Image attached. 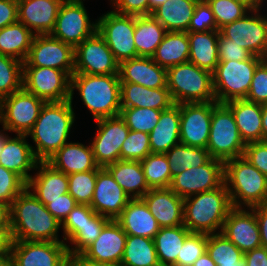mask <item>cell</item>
Instances as JSON below:
<instances>
[{
    "label": "cell",
    "mask_w": 267,
    "mask_h": 266,
    "mask_svg": "<svg viewBox=\"0 0 267 266\" xmlns=\"http://www.w3.org/2000/svg\"><path fill=\"white\" fill-rule=\"evenodd\" d=\"M10 224L14 241L64 242L58 238L61 222L27 187L10 206Z\"/></svg>",
    "instance_id": "1"
},
{
    "label": "cell",
    "mask_w": 267,
    "mask_h": 266,
    "mask_svg": "<svg viewBox=\"0 0 267 266\" xmlns=\"http://www.w3.org/2000/svg\"><path fill=\"white\" fill-rule=\"evenodd\" d=\"M75 120L72 101L45 102L38 119L27 136L35 143L33 153L39 162H46L64 144Z\"/></svg>",
    "instance_id": "2"
},
{
    "label": "cell",
    "mask_w": 267,
    "mask_h": 266,
    "mask_svg": "<svg viewBox=\"0 0 267 266\" xmlns=\"http://www.w3.org/2000/svg\"><path fill=\"white\" fill-rule=\"evenodd\" d=\"M232 208L228 189L223 183L213 190L184 198L183 224L191 233H220Z\"/></svg>",
    "instance_id": "3"
},
{
    "label": "cell",
    "mask_w": 267,
    "mask_h": 266,
    "mask_svg": "<svg viewBox=\"0 0 267 266\" xmlns=\"http://www.w3.org/2000/svg\"><path fill=\"white\" fill-rule=\"evenodd\" d=\"M70 89V100H73L74 90L77 89L83 103L91 111L95 120L120 115L121 82L119 74L73 73Z\"/></svg>",
    "instance_id": "4"
},
{
    "label": "cell",
    "mask_w": 267,
    "mask_h": 266,
    "mask_svg": "<svg viewBox=\"0 0 267 266\" xmlns=\"http://www.w3.org/2000/svg\"><path fill=\"white\" fill-rule=\"evenodd\" d=\"M224 184L233 207L249 209L267 203V177L243 156L224 162Z\"/></svg>",
    "instance_id": "5"
},
{
    "label": "cell",
    "mask_w": 267,
    "mask_h": 266,
    "mask_svg": "<svg viewBox=\"0 0 267 266\" xmlns=\"http://www.w3.org/2000/svg\"><path fill=\"white\" fill-rule=\"evenodd\" d=\"M167 88L174 104L216 101L212 73L190 62L167 69Z\"/></svg>",
    "instance_id": "6"
},
{
    "label": "cell",
    "mask_w": 267,
    "mask_h": 266,
    "mask_svg": "<svg viewBox=\"0 0 267 266\" xmlns=\"http://www.w3.org/2000/svg\"><path fill=\"white\" fill-rule=\"evenodd\" d=\"M262 60L263 58L252 55L244 61H219L212 73L216 101L226 103L235 99H245L254 71Z\"/></svg>",
    "instance_id": "7"
},
{
    "label": "cell",
    "mask_w": 267,
    "mask_h": 266,
    "mask_svg": "<svg viewBox=\"0 0 267 266\" xmlns=\"http://www.w3.org/2000/svg\"><path fill=\"white\" fill-rule=\"evenodd\" d=\"M246 144L242 140L231 109L217 103L212 110L207 151L214 159L226 162L243 156Z\"/></svg>",
    "instance_id": "8"
},
{
    "label": "cell",
    "mask_w": 267,
    "mask_h": 266,
    "mask_svg": "<svg viewBox=\"0 0 267 266\" xmlns=\"http://www.w3.org/2000/svg\"><path fill=\"white\" fill-rule=\"evenodd\" d=\"M97 22V32L106 41L115 60L137 58L134 43L135 15L120 14L112 10L103 14Z\"/></svg>",
    "instance_id": "9"
},
{
    "label": "cell",
    "mask_w": 267,
    "mask_h": 266,
    "mask_svg": "<svg viewBox=\"0 0 267 266\" xmlns=\"http://www.w3.org/2000/svg\"><path fill=\"white\" fill-rule=\"evenodd\" d=\"M45 101L27 92L24 88L1 99L3 129L16 134H25L32 129Z\"/></svg>",
    "instance_id": "10"
},
{
    "label": "cell",
    "mask_w": 267,
    "mask_h": 266,
    "mask_svg": "<svg viewBox=\"0 0 267 266\" xmlns=\"http://www.w3.org/2000/svg\"><path fill=\"white\" fill-rule=\"evenodd\" d=\"M97 32V22L89 20L82 0H64L58 10L51 36L74 48Z\"/></svg>",
    "instance_id": "11"
},
{
    "label": "cell",
    "mask_w": 267,
    "mask_h": 266,
    "mask_svg": "<svg viewBox=\"0 0 267 266\" xmlns=\"http://www.w3.org/2000/svg\"><path fill=\"white\" fill-rule=\"evenodd\" d=\"M71 77L50 67H23V88L45 102L69 100Z\"/></svg>",
    "instance_id": "12"
},
{
    "label": "cell",
    "mask_w": 267,
    "mask_h": 266,
    "mask_svg": "<svg viewBox=\"0 0 267 266\" xmlns=\"http://www.w3.org/2000/svg\"><path fill=\"white\" fill-rule=\"evenodd\" d=\"M259 11L251 10V16L246 14L243 18L221 27L219 33L241 45L253 56L267 59V18L260 15Z\"/></svg>",
    "instance_id": "13"
},
{
    "label": "cell",
    "mask_w": 267,
    "mask_h": 266,
    "mask_svg": "<svg viewBox=\"0 0 267 266\" xmlns=\"http://www.w3.org/2000/svg\"><path fill=\"white\" fill-rule=\"evenodd\" d=\"M23 67H50L74 73V47L50 34L35 35Z\"/></svg>",
    "instance_id": "14"
},
{
    "label": "cell",
    "mask_w": 267,
    "mask_h": 266,
    "mask_svg": "<svg viewBox=\"0 0 267 266\" xmlns=\"http://www.w3.org/2000/svg\"><path fill=\"white\" fill-rule=\"evenodd\" d=\"M74 73L119 74V63L98 32L74 48Z\"/></svg>",
    "instance_id": "15"
},
{
    "label": "cell",
    "mask_w": 267,
    "mask_h": 266,
    "mask_svg": "<svg viewBox=\"0 0 267 266\" xmlns=\"http://www.w3.org/2000/svg\"><path fill=\"white\" fill-rule=\"evenodd\" d=\"M67 244L54 241H14L10 266H66Z\"/></svg>",
    "instance_id": "16"
},
{
    "label": "cell",
    "mask_w": 267,
    "mask_h": 266,
    "mask_svg": "<svg viewBox=\"0 0 267 266\" xmlns=\"http://www.w3.org/2000/svg\"><path fill=\"white\" fill-rule=\"evenodd\" d=\"M98 130L91 143L94 158L101 168L121 160V147L129 135V128L119 116L96 120Z\"/></svg>",
    "instance_id": "17"
},
{
    "label": "cell",
    "mask_w": 267,
    "mask_h": 266,
    "mask_svg": "<svg viewBox=\"0 0 267 266\" xmlns=\"http://www.w3.org/2000/svg\"><path fill=\"white\" fill-rule=\"evenodd\" d=\"M224 183V162L211 158L206 164L184 170L172 178L170 189L180 196H189L210 191Z\"/></svg>",
    "instance_id": "18"
},
{
    "label": "cell",
    "mask_w": 267,
    "mask_h": 266,
    "mask_svg": "<svg viewBox=\"0 0 267 266\" xmlns=\"http://www.w3.org/2000/svg\"><path fill=\"white\" fill-rule=\"evenodd\" d=\"M217 101L180 104V143L207 148L213 107Z\"/></svg>",
    "instance_id": "19"
},
{
    "label": "cell",
    "mask_w": 267,
    "mask_h": 266,
    "mask_svg": "<svg viewBox=\"0 0 267 266\" xmlns=\"http://www.w3.org/2000/svg\"><path fill=\"white\" fill-rule=\"evenodd\" d=\"M249 210L233 207L220 232L243 253L261 246L256 216L252 208Z\"/></svg>",
    "instance_id": "20"
},
{
    "label": "cell",
    "mask_w": 267,
    "mask_h": 266,
    "mask_svg": "<svg viewBox=\"0 0 267 266\" xmlns=\"http://www.w3.org/2000/svg\"><path fill=\"white\" fill-rule=\"evenodd\" d=\"M130 199L105 168L97 172L94 195L90 204L97 214L115 220Z\"/></svg>",
    "instance_id": "21"
},
{
    "label": "cell",
    "mask_w": 267,
    "mask_h": 266,
    "mask_svg": "<svg viewBox=\"0 0 267 266\" xmlns=\"http://www.w3.org/2000/svg\"><path fill=\"white\" fill-rule=\"evenodd\" d=\"M127 234L115 221L110 220L100 235L81 254L90 260L120 266Z\"/></svg>",
    "instance_id": "22"
},
{
    "label": "cell",
    "mask_w": 267,
    "mask_h": 266,
    "mask_svg": "<svg viewBox=\"0 0 267 266\" xmlns=\"http://www.w3.org/2000/svg\"><path fill=\"white\" fill-rule=\"evenodd\" d=\"M64 0H22L18 2V21L35 35L51 34Z\"/></svg>",
    "instance_id": "23"
},
{
    "label": "cell",
    "mask_w": 267,
    "mask_h": 266,
    "mask_svg": "<svg viewBox=\"0 0 267 266\" xmlns=\"http://www.w3.org/2000/svg\"><path fill=\"white\" fill-rule=\"evenodd\" d=\"M142 199L160 228L183 225L184 199L170 188L150 189Z\"/></svg>",
    "instance_id": "24"
},
{
    "label": "cell",
    "mask_w": 267,
    "mask_h": 266,
    "mask_svg": "<svg viewBox=\"0 0 267 266\" xmlns=\"http://www.w3.org/2000/svg\"><path fill=\"white\" fill-rule=\"evenodd\" d=\"M120 82H129L147 88L167 87V69L158 65L152 57H137L119 64Z\"/></svg>",
    "instance_id": "25"
},
{
    "label": "cell",
    "mask_w": 267,
    "mask_h": 266,
    "mask_svg": "<svg viewBox=\"0 0 267 266\" xmlns=\"http://www.w3.org/2000/svg\"><path fill=\"white\" fill-rule=\"evenodd\" d=\"M26 138L28 136L25 134H16L14 138L10 136L6 138L0 155V165L18 174L27 183L32 176L28 172L35 169L39 161Z\"/></svg>",
    "instance_id": "26"
},
{
    "label": "cell",
    "mask_w": 267,
    "mask_h": 266,
    "mask_svg": "<svg viewBox=\"0 0 267 266\" xmlns=\"http://www.w3.org/2000/svg\"><path fill=\"white\" fill-rule=\"evenodd\" d=\"M127 235L154 239L159 225L142 198L130 199L122 213L115 219Z\"/></svg>",
    "instance_id": "27"
},
{
    "label": "cell",
    "mask_w": 267,
    "mask_h": 266,
    "mask_svg": "<svg viewBox=\"0 0 267 266\" xmlns=\"http://www.w3.org/2000/svg\"><path fill=\"white\" fill-rule=\"evenodd\" d=\"M36 175L31 176L27 182V188L33 191V195L44 205L49 200L60 198V195L68 193V175L54 169L47 162H38Z\"/></svg>",
    "instance_id": "28"
},
{
    "label": "cell",
    "mask_w": 267,
    "mask_h": 266,
    "mask_svg": "<svg viewBox=\"0 0 267 266\" xmlns=\"http://www.w3.org/2000/svg\"><path fill=\"white\" fill-rule=\"evenodd\" d=\"M54 169L66 175L97 169L91 145L70 142L64 144L50 159L46 161Z\"/></svg>",
    "instance_id": "29"
},
{
    "label": "cell",
    "mask_w": 267,
    "mask_h": 266,
    "mask_svg": "<svg viewBox=\"0 0 267 266\" xmlns=\"http://www.w3.org/2000/svg\"><path fill=\"white\" fill-rule=\"evenodd\" d=\"M121 108L169 109L173 104L169 89L147 88L136 83L121 82Z\"/></svg>",
    "instance_id": "30"
},
{
    "label": "cell",
    "mask_w": 267,
    "mask_h": 266,
    "mask_svg": "<svg viewBox=\"0 0 267 266\" xmlns=\"http://www.w3.org/2000/svg\"><path fill=\"white\" fill-rule=\"evenodd\" d=\"M225 104L232 111L244 143L262 142V105L246 99H235Z\"/></svg>",
    "instance_id": "31"
},
{
    "label": "cell",
    "mask_w": 267,
    "mask_h": 266,
    "mask_svg": "<svg viewBox=\"0 0 267 266\" xmlns=\"http://www.w3.org/2000/svg\"><path fill=\"white\" fill-rule=\"evenodd\" d=\"M151 153L165 154L180 143V104L161 112L158 124L149 133Z\"/></svg>",
    "instance_id": "32"
},
{
    "label": "cell",
    "mask_w": 267,
    "mask_h": 266,
    "mask_svg": "<svg viewBox=\"0 0 267 266\" xmlns=\"http://www.w3.org/2000/svg\"><path fill=\"white\" fill-rule=\"evenodd\" d=\"M189 38V62L213 73L219 63V30L187 32Z\"/></svg>",
    "instance_id": "33"
},
{
    "label": "cell",
    "mask_w": 267,
    "mask_h": 266,
    "mask_svg": "<svg viewBox=\"0 0 267 266\" xmlns=\"http://www.w3.org/2000/svg\"><path fill=\"white\" fill-rule=\"evenodd\" d=\"M105 169L131 199L142 198L150 190L140 161L118 160Z\"/></svg>",
    "instance_id": "34"
},
{
    "label": "cell",
    "mask_w": 267,
    "mask_h": 266,
    "mask_svg": "<svg viewBox=\"0 0 267 266\" xmlns=\"http://www.w3.org/2000/svg\"><path fill=\"white\" fill-rule=\"evenodd\" d=\"M198 0H167L155 8L151 15L167 32H188Z\"/></svg>",
    "instance_id": "35"
},
{
    "label": "cell",
    "mask_w": 267,
    "mask_h": 266,
    "mask_svg": "<svg viewBox=\"0 0 267 266\" xmlns=\"http://www.w3.org/2000/svg\"><path fill=\"white\" fill-rule=\"evenodd\" d=\"M152 59L165 69L189 62V38L187 32H167L156 48Z\"/></svg>",
    "instance_id": "36"
},
{
    "label": "cell",
    "mask_w": 267,
    "mask_h": 266,
    "mask_svg": "<svg viewBox=\"0 0 267 266\" xmlns=\"http://www.w3.org/2000/svg\"><path fill=\"white\" fill-rule=\"evenodd\" d=\"M166 33L152 15L135 16L134 43L138 57H152Z\"/></svg>",
    "instance_id": "37"
},
{
    "label": "cell",
    "mask_w": 267,
    "mask_h": 266,
    "mask_svg": "<svg viewBox=\"0 0 267 266\" xmlns=\"http://www.w3.org/2000/svg\"><path fill=\"white\" fill-rule=\"evenodd\" d=\"M190 234L184 224L159 229L154 237V243L160 266L177 264L178 254Z\"/></svg>",
    "instance_id": "38"
},
{
    "label": "cell",
    "mask_w": 267,
    "mask_h": 266,
    "mask_svg": "<svg viewBox=\"0 0 267 266\" xmlns=\"http://www.w3.org/2000/svg\"><path fill=\"white\" fill-rule=\"evenodd\" d=\"M35 34L17 21L0 29V54L24 62L29 54Z\"/></svg>",
    "instance_id": "39"
},
{
    "label": "cell",
    "mask_w": 267,
    "mask_h": 266,
    "mask_svg": "<svg viewBox=\"0 0 267 266\" xmlns=\"http://www.w3.org/2000/svg\"><path fill=\"white\" fill-rule=\"evenodd\" d=\"M120 266H160L154 239L127 235Z\"/></svg>",
    "instance_id": "40"
},
{
    "label": "cell",
    "mask_w": 267,
    "mask_h": 266,
    "mask_svg": "<svg viewBox=\"0 0 267 266\" xmlns=\"http://www.w3.org/2000/svg\"><path fill=\"white\" fill-rule=\"evenodd\" d=\"M165 155L170 165L172 177L191 167H200L212 158L207 149L192 147L182 143L173 146Z\"/></svg>",
    "instance_id": "41"
},
{
    "label": "cell",
    "mask_w": 267,
    "mask_h": 266,
    "mask_svg": "<svg viewBox=\"0 0 267 266\" xmlns=\"http://www.w3.org/2000/svg\"><path fill=\"white\" fill-rule=\"evenodd\" d=\"M206 252L217 266H236L244 259V253L222 233L207 235Z\"/></svg>",
    "instance_id": "42"
},
{
    "label": "cell",
    "mask_w": 267,
    "mask_h": 266,
    "mask_svg": "<svg viewBox=\"0 0 267 266\" xmlns=\"http://www.w3.org/2000/svg\"><path fill=\"white\" fill-rule=\"evenodd\" d=\"M149 189H166L172 182L170 165L165 154L150 153L141 161Z\"/></svg>",
    "instance_id": "43"
},
{
    "label": "cell",
    "mask_w": 267,
    "mask_h": 266,
    "mask_svg": "<svg viewBox=\"0 0 267 266\" xmlns=\"http://www.w3.org/2000/svg\"><path fill=\"white\" fill-rule=\"evenodd\" d=\"M23 88V62L0 54V99Z\"/></svg>",
    "instance_id": "44"
},
{
    "label": "cell",
    "mask_w": 267,
    "mask_h": 266,
    "mask_svg": "<svg viewBox=\"0 0 267 266\" xmlns=\"http://www.w3.org/2000/svg\"><path fill=\"white\" fill-rule=\"evenodd\" d=\"M110 221L109 218L95 213L79 227V230L69 239L74 247L67 245L68 254H80L100 235L103 227Z\"/></svg>",
    "instance_id": "45"
},
{
    "label": "cell",
    "mask_w": 267,
    "mask_h": 266,
    "mask_svg": "<svg viewBox=\"0 0 267 266\" xmlns=\"http://www.w3.org/2000/svg\"><path fill=\"white\" fill-rule=\"evenodd\" d=\"M101 169L72 173L68 175V193L78 204L90 205L95 189L97 172Z\"/></svg>",
    "instance_id": "46"
},
{
    "label": "cell",
    "mask_w": 267,
    "mask_h": 266,
    "mask_svg": "<svg viewBox=\"0 0 267 266\" xmlns=\"http://www.w3.org/2000/svg\"><path fill=\"white\" fill-rule=\"evenodd\" d=\"M163 110L151 108H121L120 117L129 130L150 133L158 124Z\"/></svg>",
    "instance_id": "47"
},
{
    "label": "cell",
    "mask_w": 267,
    "mask_h": 266,
    "mask_svg": "<svg viewBox=\"0 0 267 266\" xmlns=\"http://www.w3.org/2000/svg\"><path fill=\"white\" fill-rule=\"evenodd\" d=\"M215 17L218 30L238 19L243 18L251 10L244 4L233 0H206Z\"/></svg>",
    "instance_id": "48"
},
{
    "label": "cell",
    "mask_w": 267,
    "mask_h": 266,
    "mask_svg": "<svg viewBox=\"0 0 267 266\" xmlns=\"http://www.w3.org/2000/svg\"><path fill=\"white\" fill-rule=\"evenodd\" d=\"M151 153L148 133L130 130L121 147V160L142 161Z\"/></svg>",
    "instance_id": "49"
},
{
    "label": "cell",
    "mask_w": 267,
    "mask_h": 266,
    "mask_svg": "<svg viewBox=\"0 0 267 266\" xmlns=\"http://www.w3.org/2000/svg\"><path fill=\"white\" fill-rule=\"evenodd\" d=\"M27 183L16 173L0 165V201L11 206Z\"/></svg>",
    "instance_id": "50"
},
{
    "label": "cell",
    "mask_w": 267,
    "mask_h": 266,
    "mask_svg": "<svg viewBox=\"0 0 267 266\" xmlns=\"http://www.w3.org/2000/svg\"><path fill=\"white\" fill-rule=\"evenodd\" d=\"M207 234L191 233L184 241L177 257V265L191 266L206 252Z\"/></svg>",
    "instance_id": "51"
},
{
    "label": "cell",
    "mask_w": 267,
    "mask_h": 266,
    "mask_svg": "<svg viewBox=\"0 0 267 266\" xmlns=\"http://www.w3.org/2000/svg\"><path fill=\"white\" fill-rule=\"evenodd\" d=\"M245 99L261 105L267 103V59L257 65Z\"/></svg>",
    "instance_id": "52"
},
{
    "label": "cell",
    "mask_w": 267,
    "mask_h": 266,
    "mask_svg": "<svg viewBox=\"0 0 267 266\" xmlns=\"http://www.w3.org/2000/svg\"><path fill=\"white\" fill-rule=\"evenodd\" d=\"M218 30L213 12L206 0H198L191 18L188 32Z\"/></svg>",
    "instance_id": "53"
},
{
    "label": "cell",
    "mask_w": 267,
    "mask_h": 266,
    "mask_svg": "<svg viewBox=\"0 0 267 266\" xmlns=\"http://www.w3.org/2000/svg\"><path fill=\"white\" fill-rule=\"evenodd\" d=\"M96 212L87 204H77L61 223L65 241L69 240L87 219H90Z\"/></svg>",
    "instance_id": "54"
},
{
    "label": "cell",
    "mask_w": 267,
    "mask_h": 266,
    "mask_svg": "<svg viewBox=\"0 0 267 266\" xmlns=\"http://www.w3.org/2000/svg\"><path fill=\"white\" fill-rule=\"evenodd\" d=\"M218 55L219 61H244L252 56L241 45L233 43V40L223 37L220 33L218 37Z\"/></svg>",
    "instance_id": "55"
},
{
    "label": "cell",
    "mask_w": 267,
    "mask_h": 266,
    "mask_svg": "<svg viewBox=\"0 0 267 266\" xmlns=\"http://www.w3.org/2000/svg\"><path fill=\"white\" fill-rule=\"evenodd\" d=\"M243 157L267 177V141L246 144Z\"/></svg>",
    "instance_id": "56"
},
{
    "label": "cell",
    "mask_w": 267,
    "mask_h": 266,
    "mask_svg": "<svg viewBox=\"0 0 267 266\" xmlns=\"http://www.w3.org/2000/svg\"><path fill=\"white\" fill-rule=\"evenodd\" d=\"M77 204L76 200L69 193H65L60 195V198L49 200V203L45 206L46 209L62 223Z\"/></svg>",
    "instance_id": "57"
},
{
    "label": "cell",
    "mask_w": 267,
    "mask_h": 266,
    "mask_svg": "<svg viewBox=\"0 0 267 266\" xmlns=\"http://www.w3.org/2000/svg\"><path fill=\"white\" fill-rule=\"evenodd\" d=\"M114 11L120 14L149 15V0H111Z\"/></svg>",
    "instance_id": "58"
},
{
    "label": "cell",
    "mask_w": 267,
    "mask_h": 266,
    "mask_svg": "<svg viewBox=\"0 0 267 266\" xmlns=\"http://www.w3.org/2000/svg\"><path fill=\"white\" fill-rule=\"evenodd\" d=\"M18 2L0 0V29L18 21Z\"/></svg>",
    "instance_id": "59"
},
{
    "label": "cell",
    "mask_w": 267,
    "mask_h": 266,
    "mask_svg": "<svg viewBox=\"0 0 267 266\" xmlns=\"http://www.w3.org/2000/svg\"><path fill=\"white\" fill-rule=\"evenodd\" d=\"M260 231L261 246L267 249V203L252 207Z\"/></svg>",
    "instance_id": "60"
},
{
    "label": "cell",
    "mask_w": 267,
    "mask_h": 266,
    "mask_svg": "<svg viewBox=\"0 0 267 266\" xmlns=\"http://www.w3.org/2000/svg\"><path fill=\"white\" fill-rule=\"evenodd\" d=\"M246 266H267V249L260 246L244 253Z\"/></svg>",
    "instance_id": "61"
},
{
    "label": "cell",
    "mask_w": 267,
    "mask_h": 266,
    "mask_svg": "<svg viewBox=\"0 0 267 266\" xmlns=\"http://www.w3.org/2000/svg\"><path fill=\"white\" fill-rule=\"evenodd\" d=\"M13 243L11 224L0 223V253H11Z\"/></svg>",
    "instance_id": "62"
},
{
    "label": "cell",
    "mask_w": 267,
    "mask_h": 266,
    "mask_svg": "<svg viewBox=\"0 0 267 266\" xmlns=\"http://www.w3.org/2000/svg\"><path fill=\"white\" fill-rule=\"evenodd\" d=\"M66 266H114L107 263L96 262L80 254H68Z\"/></svg>",
    "instance_id": "63"
},
{
    "label": "cell",
    "mask_w": 267,
    "mask_h": 266,
    "mask_svg": "<svg viewBox=\"0 0 267 266\" xmlns=\"http://www.w3.org/2000/svg\"><path fill=\"white\" fill-rule=\"evenodd\" d=\"M191 266H217L207 252H204Z\"/></svg>",
    "instance_id": "64"
},
{
    "label": "cell",
    "mask_w": 267,
    "mask_h": 266,
    "mask_svg": "<svg viewBox=\"0 0 267 266\" xmlns=\"http://www.w3.org/2000/svg\"><path fill=\"white\" fill-rule=\"evenodd\" d=\"M0 223H10V206L0 201Z\"/></svg>",
    "instance_id": "65"
},
{
    "label": "cell",
    "mask_w": 267,
    "mask_h": 266,
    "mask_svg": "<svg viewBox=\"0 0 267 266\" xmlns=\"http://www.w3.org/2000/svg\"><path fill=\"white\" fill-rule=\"evenodd\" d=\"M262 141H267V103L262 105Z\"/></svg>",
    "instance_id": "66"
},
{
    "label": "cell",
    "mask_w": 267,
    "mask_h": 266,
    "mask_svg": "<svg viewBox=\"0 0 267 266\" xmlns=\"http://www.w3.org/2000/svg\"><path fill=\"white\" fill-rule=\"evenodd\" d=\"M246 5L250 10L262 9V3L264 0H233ZM261 5V7H260Z\"/></svg>",
    "instance_id": "67"
},
{
    "label": "cell",
    "mask_w": 267,
    "mask_h": 266,
    "mask_svg": "<svg viewBox=\"0 0 267 266\" xmlns=\"http://www.w3.org/2000/svg\"><path fill=\"white\" fill-rule=\"evenodd\" d=\"M11 253H0V266H10Z\"/></svg>",
    "instance_id": "68"
},
{
    "label": "cell",
    "mask_w": 267,
    "mask_h": 266,
    "mask_svg": "<svg viewBox=\"0 0 267 266\" xmlns=\"http://www.w3.org/2000/svg\"><path fill=\"white\" fill-rule=\"evenodd\" d=\"M167 0H149V15H151L152 11L157 8L159 5L163 4Z\"/></svg>",
    "instance_id": "69"
},
{
    "label": "cell",
    "mask_w": 267,
    "mask_h": 266,
    "mask_svg": "<svg viewBox=\"0 0 267 266\" xmlns=\"http://www.w3.org/2000/svg\"><path fill=\"white\" fill-rule=\"evenodd\" d=\"M2 131H5V130L3 129L0 131V155H1L2 149L4 148L5 140L8 137V135L5 134V132L2 133Z\"/></svg>",
    "instance_id": "70"
},
{
    "label": "cell",
    "mask_w": 267,
    "mask_h": 266,
    "mask_svg": "<svg viewBox=\"0 0 267 266\" xmlns=\"http://www.w3.org/2000/svg\"><path fill=\"white\" fill-rule=\"evenodd\" d=\"M236 266H246L244 260L240 263H236Z\"/></svg>",
    "instance_id": "71"
},
{
    "label": "cell",
    "mask_w": 267,
    "mask_h": 266,
    "mask_svg": "<svg viewBox=\"0 0 267 266\" xmlns=\"http://www.w3.org/2000/svg\"><path fill=\"white\" fill-rule=\"evenodd\" d=\"M0 119H1V99H0Z\"/></svg>",
    "instance_id": "72"
},
{
    "label": "cell",
    "mask_w": 267,
    "mask_h": 266,
    "mask_svg": "<svg viewBox=\"0 0 267 266\" xmlns=\"http://www.w3.org/2000/svg\"><path fill=\"white\" fill-rule=\"evenodd\" d=\"M168 266H180V265H177V264H173V265H168Z\"/></svg>",
    "instance_id": "73"
}]
</instances>
